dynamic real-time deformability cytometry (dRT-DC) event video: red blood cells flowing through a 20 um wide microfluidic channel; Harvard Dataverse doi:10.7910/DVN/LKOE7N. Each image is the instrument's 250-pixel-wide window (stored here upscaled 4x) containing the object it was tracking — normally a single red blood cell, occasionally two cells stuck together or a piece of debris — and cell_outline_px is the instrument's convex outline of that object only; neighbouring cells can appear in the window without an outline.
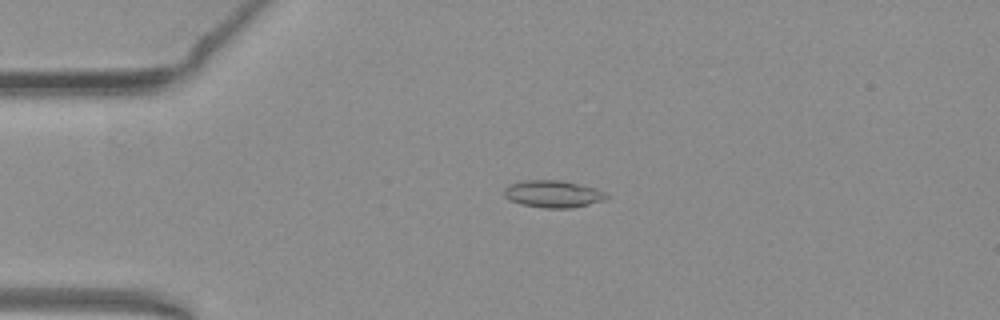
{"species": "common noctule bat (a hibernating species)", "species_latin": "Nyctalus noctula", "temperature_condition": "warm", "stored_images_in_passage": 33, "camera_frame_rate_fps": 3000, "um_per_image_px": 0.085, "animal": {"sex": "female", "body_mass_g": 19.3, "forearm_length_mm": 54.1}, "frame": {"image": 1, "passage_image": 13, "time_ms": 4.0, "image_size_px": [1000, 320], "cell_outline_px": [[608, 200], [568, 208], [544, 208], [520, 204], [504, 196], [504, 188], [512, 184], [524, 180], [560, 180], [592, 188], [604, 192], [608, 196]], "centroid_in_image_um": [46.99, 16.49], "position_along_channel_um": 38.0, "area_um2": 15.9}}
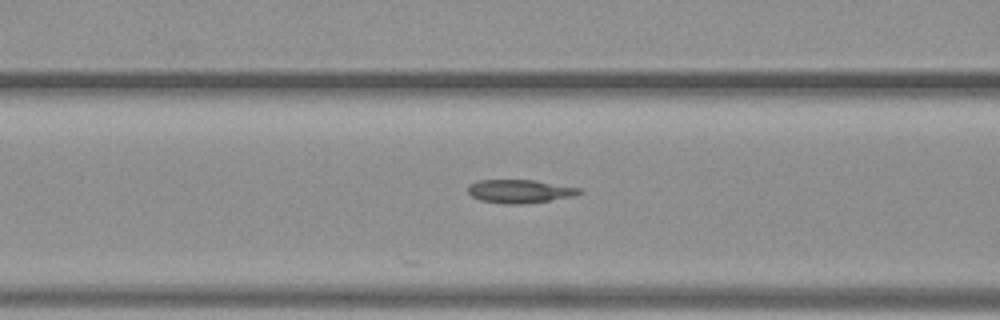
{"frame": {"image": 2, "passage_image": 22, "time_ms": 7.0, "image_size_px": [1000, 320], "cell_outline_px": [[584, 192], [572, 196], [524, 204], [504, 204], [480, 200], [472, 196], [468, 192], [468, 184], [476, 180], [536, 180], [580, 188]], "centroid_in_image_um": [44.15, 16.25], "position_along_channel_um": 122.4, "area_um2": 15.2}}
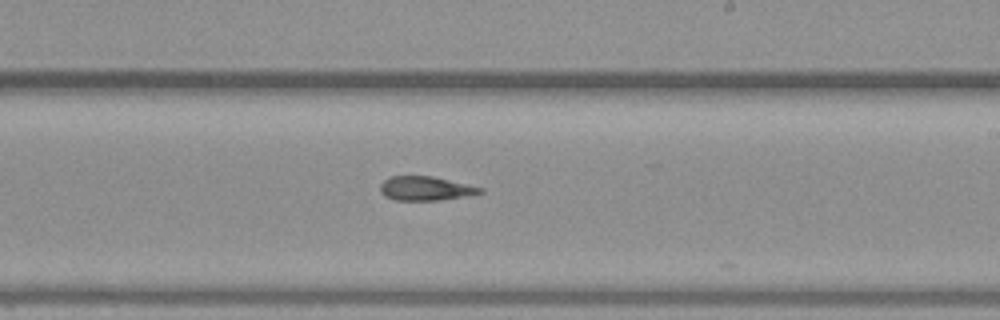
{"frame": {"image": 3, "passage_image": 32, "time_ms": 10.333, "image_size_px": [1000, 320], "cell_outline_px": [[484, 192], [440, 200], [396, 200], [384, 196], [380, 192], [380, 184], [388, 176], [432, 176], [484, 188]], "centroid_in_image_um": [36.12, 16.01], "position_along_channel_um": 252.9, "area_um2": 13.93}}